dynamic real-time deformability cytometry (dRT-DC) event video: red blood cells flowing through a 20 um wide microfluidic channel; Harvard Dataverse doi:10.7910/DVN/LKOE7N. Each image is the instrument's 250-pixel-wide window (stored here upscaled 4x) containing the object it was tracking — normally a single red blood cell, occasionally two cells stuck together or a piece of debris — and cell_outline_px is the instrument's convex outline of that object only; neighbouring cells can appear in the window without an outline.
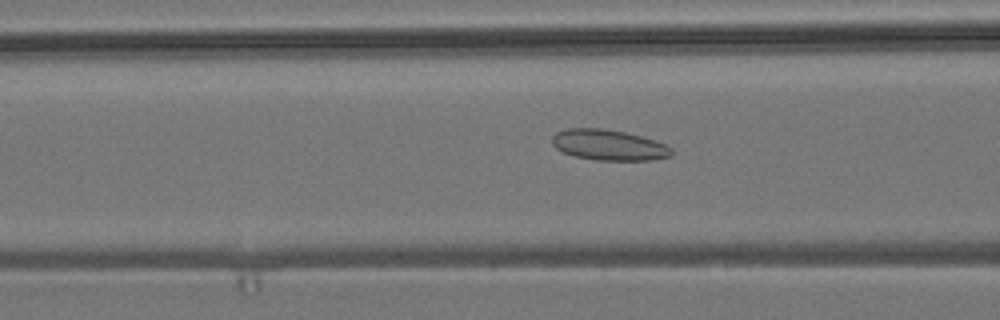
{"species": "common noctule bat (a hibernating species)", "species_latin": "Nyctalus noctula", "temperature_condition": "room temperature", "stored_images_in_passage": 54, "camera_frame_rate_fps": 3000, "um_per_image_px": 0.085, "animal": {"sex": "male", "body_mass_g": 19.2, "forearm_length_mm": 51.8}, "frame": {"image": 1, "passage_image": 21, "time_ms": 6.667, "image_size_px": [1000, 320], "cell_outline_px": [[672, 156], [652, 160], [596, 160], [576, 156], [560, 152], [552, 144], [552, 136], [556, 132], [564, 128], [600, 128], [624, 132], [656, 140], [672, 148]], "centroid_in_image_um": [51.72, 12.32], "position_along_channel_um": 114.9, "area_um2": 21.44}}
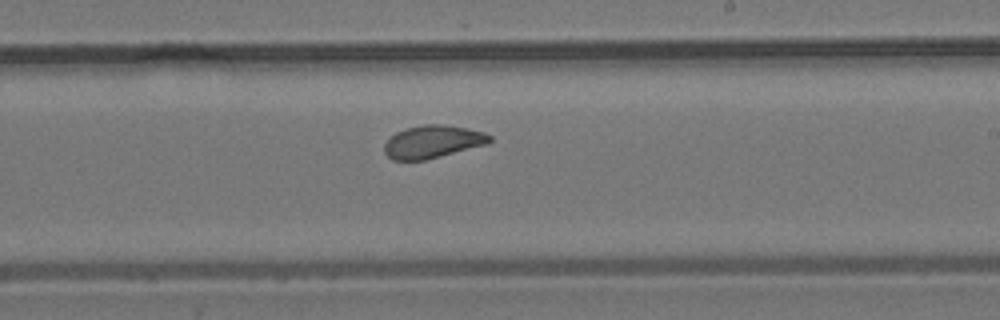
{"frame": {"image": 2, "passage_image": 32, "time_ms": 10.333, "image_size_px": [1000, 320], "cell_outline_px": [[492, 140], [488, 144], [424, 160], [392, 160], [384, 152], [384, 144], [396, 132], [420, 124], [444, 124], [468, 128], [484, 132], [492, 136]], "centroid_in_image_um": [36.8, 12.04], "position_along_channel_um": 252.2, "area_um2": 20.11}}
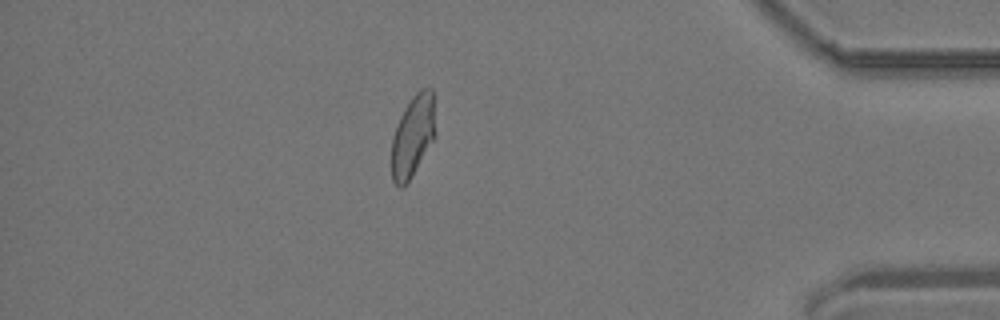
{"frame": {"image": 3, "passage_image": 47, "time_ms": 15.333, "image_size_px": [1000, 320], "cell_outline_px": [[436, 136], [412, 176], [404, 188], [400, 188], [392, 180], [392, 136], [396, 124], [404, 108], [412, 96], [420, 88], [432, 88]], "centroid_in_image_um": [35.09, 11.56], "position_along_channel_um": 400.1, "area_um2": 21.1}, "authors_computed_cell_mechanics": {"area_um2": 21.675, "velocity_mm_per_s": 3.7588, "shape_relaxation_time_tau1_ms": null, "shape_relaxation_time_tau2_ms": 1.1423, "deformation_change_tau1": null, "deformation_change_tau2": 0.0759}}